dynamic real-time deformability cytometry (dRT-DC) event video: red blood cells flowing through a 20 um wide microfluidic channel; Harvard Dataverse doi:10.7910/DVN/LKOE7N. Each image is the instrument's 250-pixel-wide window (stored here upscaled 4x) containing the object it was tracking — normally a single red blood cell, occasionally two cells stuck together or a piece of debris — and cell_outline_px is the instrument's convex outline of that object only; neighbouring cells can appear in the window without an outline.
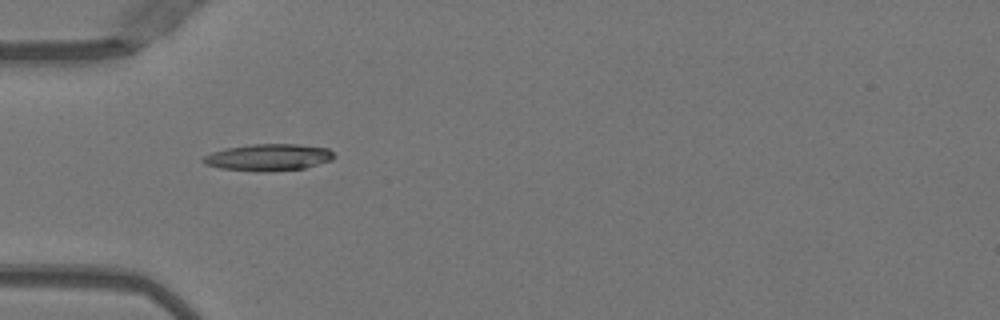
{"species": "Egyptian fruit bat (a non-hibernating species)", "species_latin": "Rousettus aegyptiacus", "temperature_condition": "warm", "stored_images_in_passage": 40, "camera_frame_rate_fps": 3000, "um_per_image_px": 0.085, "animal": {"sex": "female"}, "frame": {"image": 1, "passage_image": 6, "time_ms": 1.667, "image_size_px": [1000, 320], "cell_outline_px": [[336, 156], [332, 160], [304, 168], [268, 172], [256, 172], [220, 168], [204, 164], [200, 160], [204, 156], [212, 152], [228, 148], [252, 144], [296, 144], [328, 148]], "centroid_in_image_um": [22.81, 13.38], "position_along_channel_um": 62.2, "area_um2": 20.52}}
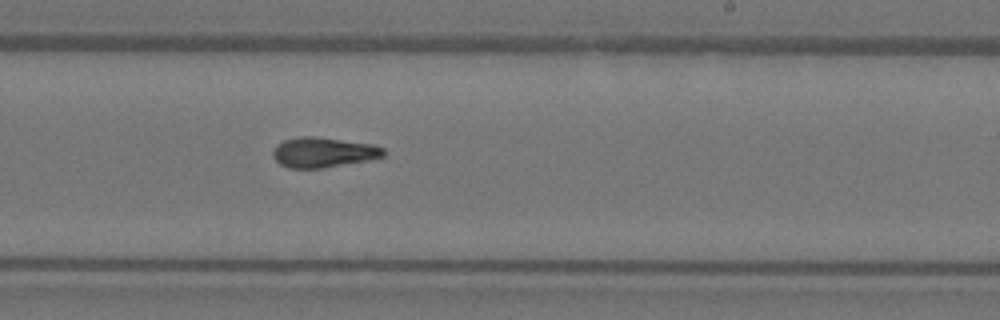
{"frame": {"image": 2, "passage_image": 21, "time_ms": 6.667, "image_size_px": [1000, 320], "cell_outline_px": [[384, 156], [368, 160], [320, 168], [288, 168], [280, 164], [272, 156], [272, 152], [276, 144], [284, 140], [300, 136], [316, 136], [372, 144], [384, 148]], "centroid_in_image_um": [27.44, 12.94], "position_along_channel_um": 261.6, "area_um2": 19.36}}
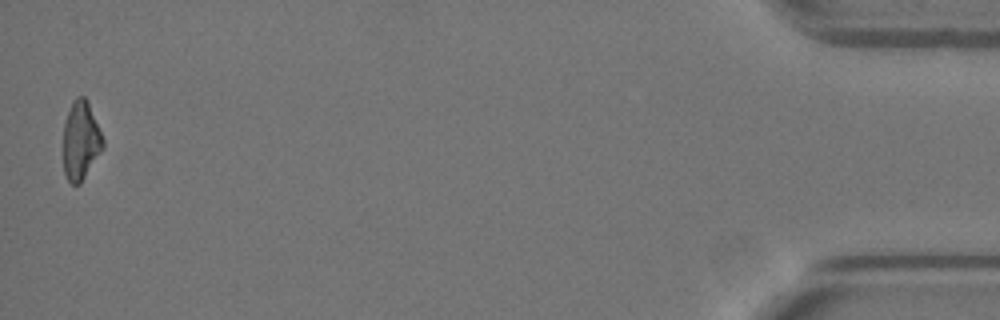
{"frame": {"image": 3, "passage_image": 40, "time_ms": 13.0, "image_size_px": [1000, 320], "cell_outline_px": [[104, 148], [80, 184], [72, 184], [68, 180], [64, 172], [64, 124], [72, 100], [76, 96], [84, 96], [88, 100], [104, 140]], "centroid_in_image_um": [6.88, 11.93], "position_along_channel_um": 428.3, "area_um2": 18.21}, "authors_computed_cell_mechanics": {"area_um2": 19.0451, "velocity_mm_per_s": 4.0374, "shape_relaxation_time_tau1_ms": 9.2403, "shape_relaxation_time_tau2_ms": 2.7591, "deformation_change_tau1": 0.2728, "deformation_change_tau2": 0.0997}}